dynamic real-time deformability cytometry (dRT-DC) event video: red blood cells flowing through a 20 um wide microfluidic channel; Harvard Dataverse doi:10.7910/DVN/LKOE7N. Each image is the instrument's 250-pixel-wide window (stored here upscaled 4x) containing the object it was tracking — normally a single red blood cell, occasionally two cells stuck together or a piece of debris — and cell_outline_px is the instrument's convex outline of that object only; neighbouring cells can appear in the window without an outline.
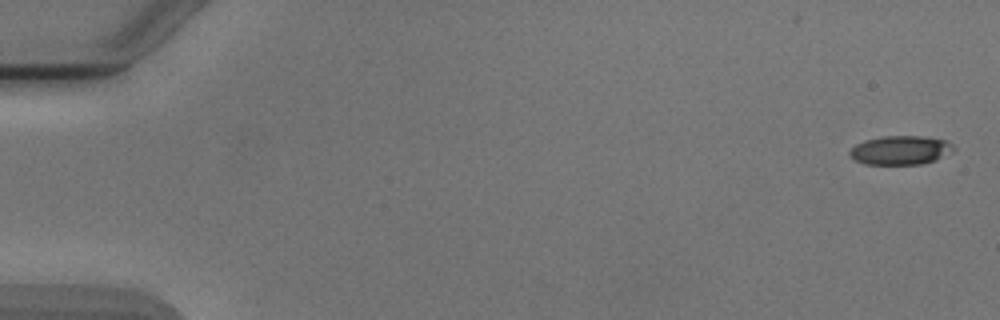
{"species": "Egyptian fruit bat (a non-hibernating species)", "species_latin": "Rousettus aegyptiacus", "temperature_condition": "cold", "stored_images_in_passage": 6, "camera_frame_rate_fps": 3000, "um_per_image_px": 0.085, "animal": {"sex": "male"}, "frame": {"image": 1, "passage_image": 1, "time_ms": 0.0, "image_size_px": [1000, 320], "cell_outline_px": [[956, 148], [952, 152], [936, 160], [920, 164], [864, 164], [856, 160], [848, 152], [856, 144], [864, 140], [884, 136], [924, 136], [948, 140]], "centroid_in_image_um": [76.59, 12.76], "position_along_channel_um": 8.4, "area_um2": 17.57}}